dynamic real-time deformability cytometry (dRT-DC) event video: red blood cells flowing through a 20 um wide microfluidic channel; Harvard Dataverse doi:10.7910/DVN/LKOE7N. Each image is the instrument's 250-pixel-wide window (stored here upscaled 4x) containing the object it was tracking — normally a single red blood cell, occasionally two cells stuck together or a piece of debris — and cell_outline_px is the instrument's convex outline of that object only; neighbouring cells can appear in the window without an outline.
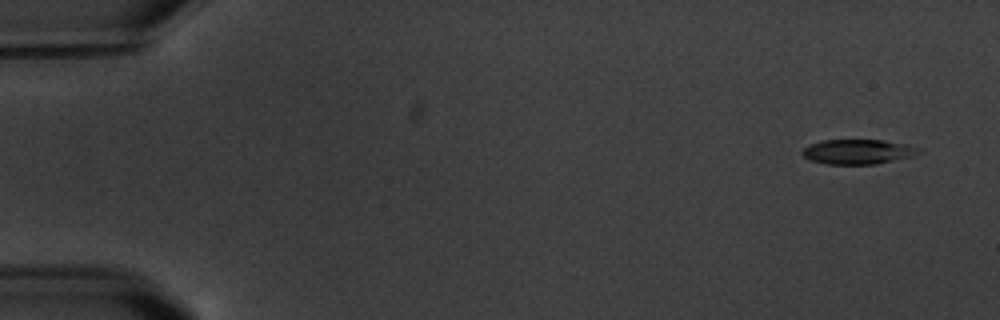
{"species": "common noctule bat (a hibernating species)", "species_latin": "Nyctalus noctula", "temperature_condition": "warm", "stored_images_in_passage": 5, "camera_frame_rate_fps": 3000, "um_per_image_px": 0.085, "animal": {"sex": "male", "body_mass_g": 20.1, "forearm_length_mm": 53.5}, "frame": {"image": 1, "passage_image": 1, "time_ms": 0.0, "image_size_px": [1000, 320], "cell_outline_px": [[924, 152], [916, 156], [876, 164], [824, 164], [808, 160], [800, 152], [804, 148], [820, 140], [884, 140], [908, 144], [924, 148]], "centroid_in_image_um": [73.02, 12.9], "position_along_channel_um": 12.0, "area_um2": 17.28}}
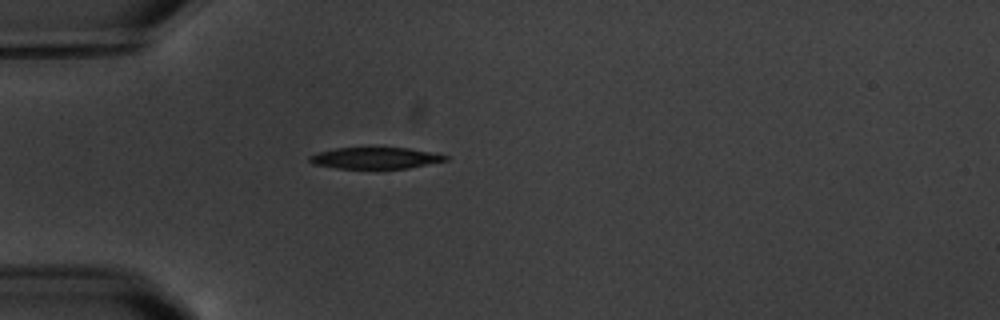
{"frame": {"image": 2, "passage_image": 5, "time_ms": 4.667, "image_size_px": [1000, 320], "cell_outline_px": [[448, 160], [408, 168], [336, 168], [312, 164], [308, 160], [308, 156], [320, 152], [336, 148], [408, 148], [448, 156]], "centroid_in_image_um": [31.86, 13.44], "position_along_channel_um": 53.1, "area_um2": 16.65}}